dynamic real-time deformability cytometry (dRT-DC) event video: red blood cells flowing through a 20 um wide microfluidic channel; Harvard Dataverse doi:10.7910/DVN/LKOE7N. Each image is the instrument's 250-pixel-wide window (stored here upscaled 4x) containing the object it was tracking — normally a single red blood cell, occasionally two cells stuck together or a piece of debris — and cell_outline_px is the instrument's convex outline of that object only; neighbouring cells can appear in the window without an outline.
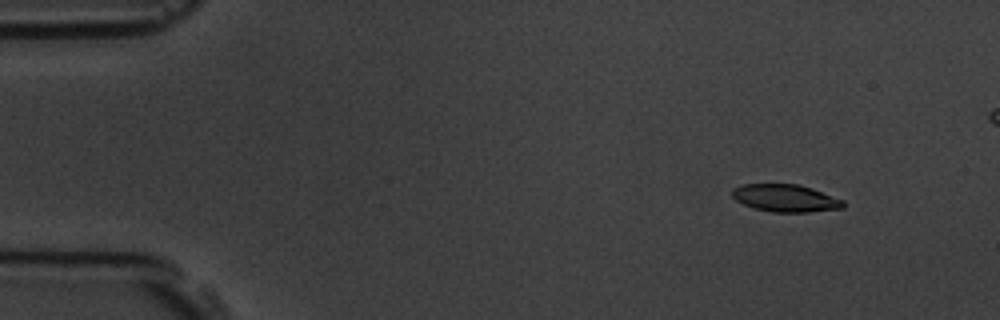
{"species": "common noctule bat (a hibernating species)", "species_latin": "Nyctalus noctula", "temperature_condition": "room temperature", "stored_images_in_passage": 5, "camera_frame_rate_fps": 3000, "um_per_image_px": 0.085, "animal": {"sex": "male", "body_mass_g": 19.5, "forearm_length_mm": 54.6}, "frame": {"image": 1, "passage_image": 2, "time_ms": 1.333, "image_size_px": [1000, 320], "cell_outline_px": [[844, 208], [808, 212], [772, 212], [756, 208], [744, 204], [736, 200], [732, 196], [732, 188], [744, 184], [796, 184], [812, 188], [844, 200]], "centroid_in_image_um": [66.78, 16.84], "position_along_channel_um": 18.2, "area_um2": 17.69}}